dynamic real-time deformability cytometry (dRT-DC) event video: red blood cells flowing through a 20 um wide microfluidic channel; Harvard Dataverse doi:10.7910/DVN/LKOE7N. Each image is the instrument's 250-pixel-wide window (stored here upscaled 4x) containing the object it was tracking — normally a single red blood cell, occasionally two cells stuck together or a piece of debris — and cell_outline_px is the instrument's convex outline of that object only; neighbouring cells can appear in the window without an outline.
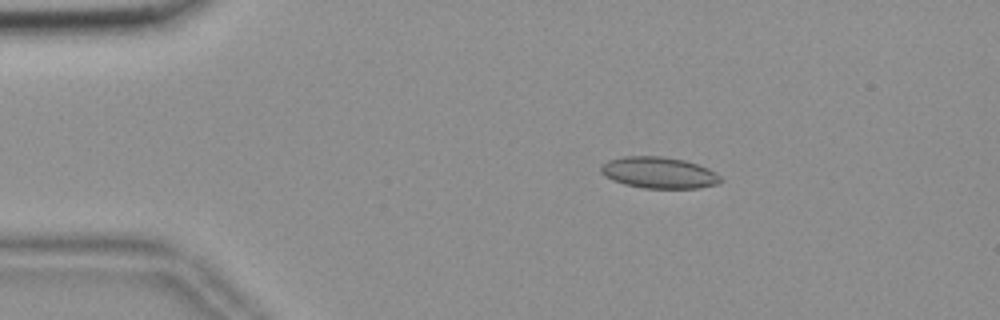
{"species": "common noctule bat (a hibernating species)", "species_latin": "Nyctalus noctula", "temperature_condition": "room temperature", "stored_images_in_passage": 53, "camera_frame_rate_fps": 3000, "um_per_image_px": 0.085, "animal": {"sex": "female", "body_mass_g": 18.4}, "frame": {"image": 1, "passage_image": 8, "time_ms": 2.333, "image_size_px": [1000, 320], "cell_outline_px": [[724, 180], [716, 184], [696, 188], [644, 188], [624, 184], [612, 180], [604, 176], [600, 172], [600, 164], [608, 160], [624, 156], [660, 156], [684, 160], [708, 168], [720, 176]], "centroid_in_image_um": [55.96, 14.67], "position_along_channel_um": 29.0, "area_um2": 21.91}}
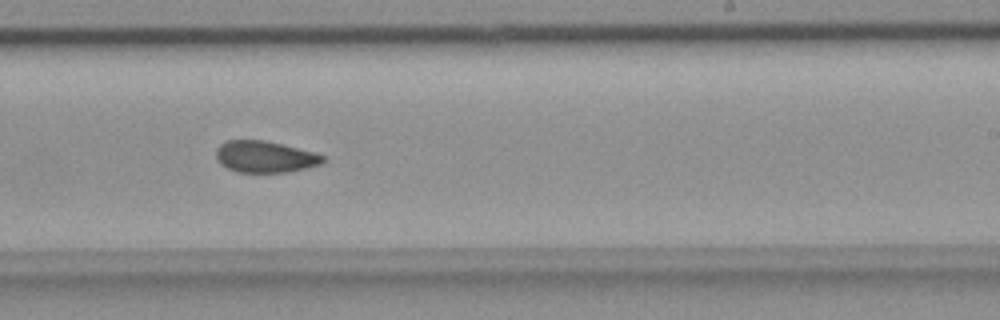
{"frame": {"image": 2, "passage_image": 32, "time_ms": 10.333, "image_size_px": [1000, 320], "cell_outline_px": [[328, 160], [324, 164], [288, 172], [236, 172], [220, 164], [216, 160], [216, 148], [220, 144], [228, 140], [264, 140], [316, 152], [324, 156]], "centroid_in_image_um": [22.56, 13.33], "position_along_channel_um": 266.4, "area_um2": 19.94}}
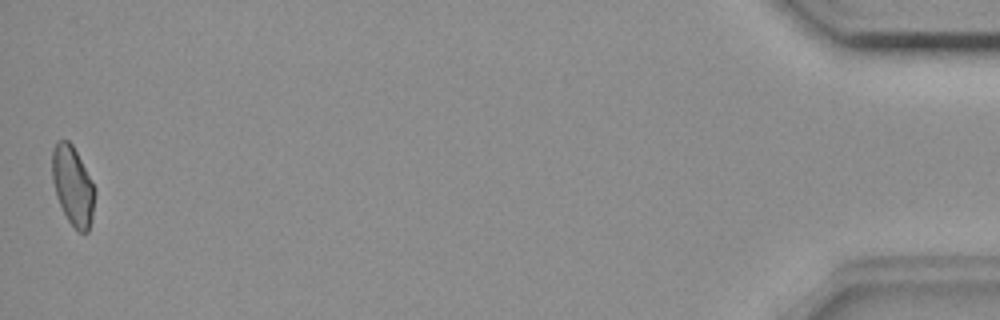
{"frame": {"image": 3, "passage_image": 53, "time_ms": 17.333, "image_size_px": [1000, 320], "cell_outline_px": [[96, 192], [92, 216], [88, 232], [76, 232], [68, 220], [56, 196], [52, 180], [52, 152], [56, 140], [68, 140], [72, 144], [96, 188]], "centroid_in_image_um": [6.19, 15.8], "position_along_channel_um": 429.0, "area_um2": 19.77}, "authors_computed_cell_mechanics": {"area_um2": 20.4612, "velocity_mm_per_s": 3.6644, "shape_relaxation_time_tau1_ms": null, "shape_relaxation_time_tau2_ms": 2.9507, "deformation_change_tau1": null, "deformation_change_tau2": 0.0887}}